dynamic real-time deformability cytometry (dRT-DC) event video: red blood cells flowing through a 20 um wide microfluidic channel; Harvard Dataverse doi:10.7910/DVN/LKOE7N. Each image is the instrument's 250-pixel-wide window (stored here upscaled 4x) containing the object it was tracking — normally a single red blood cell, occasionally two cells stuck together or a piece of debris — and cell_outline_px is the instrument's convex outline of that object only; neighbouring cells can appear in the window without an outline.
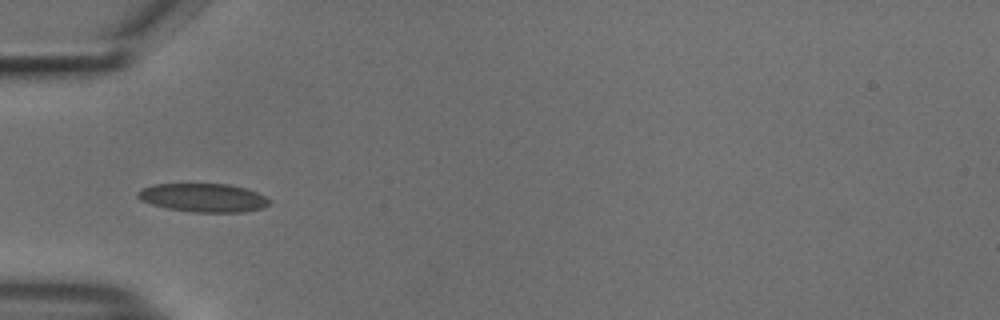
{"species": "common noctule bat (a hibernating species)", "species_latin": "Nyctalus noctula", "temperature_condition": "cold", "stored_images_in_passage": 37, "camera_frame_rate_fps": 3000, "um_per_image_px": 0.085, "animal": {"sex": "male", "body_mass_g": 18.8}, "frame": {"image": 1, "passage_image": 1, "time_ms": 0.0, "image_size_px": [1000, 320], "cell_outline_px": [[268, 204], [264, 208], [244, 212], [192, 212], [168, 208], [152, 204], [140, 200], [136, 196], [136, 192], [152, 184], [228, 184], [244, 188], [256, 192], [264, 196], [268, 200]], "centroid_in_image_um": [17.25, 16.81], "position_along_channel_um": 67.7, "area_um2": 21.73}}
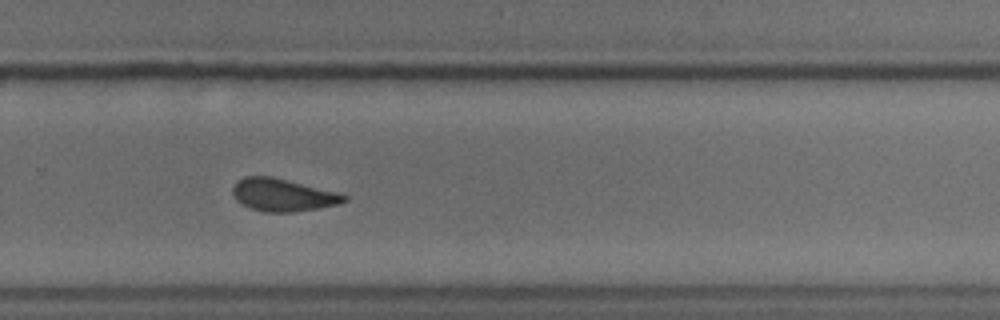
{"frame": {"image": 2, "passage_image": 20, "time_ms": 6.333, "image_size_px": [1000, 320], "cell_outline_px": [[348, 200], [340, 204], [292, 212], [264, 212], [252, 208], [236, 200], [232, 192], [232, 188], [244, 176], [272, 176], [336, 192], [348, 196]], "centroid_in_image_um": [24.05, 16.57], "position_along_channel_um": 305.8, "area_um2": 20.87}}
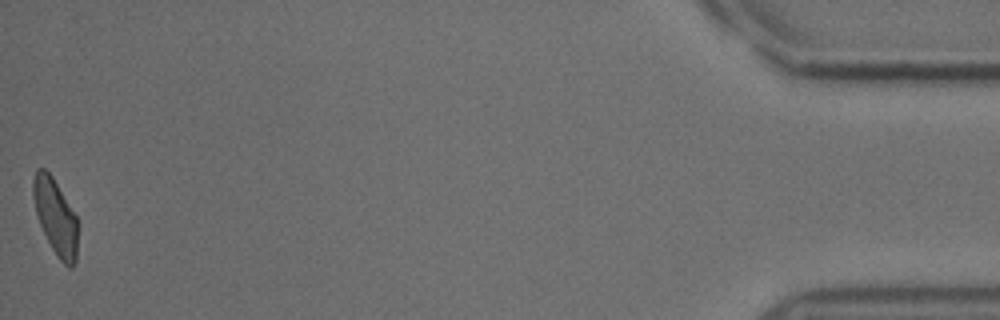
{"frame": {"image": 3, "passage_image": 37, "time_ms": 12.0, "image_size_px": [1000, 320], "cell_outline_px": [[80, 224], [76, 260], [72, 268], [68, 268], [56, 256], [40, 224], [36, 212], [32, 196], [32, 180], [36, 168], [44, 168], [52, 176], [76, 216]], "centroid_in_image_um": [4.74, 18.45], "position_along_channel_um": 430.5, "area_um2": 20.0}, "authors_computed_cell_mechanics": {"area_um2": 21.1548, "velocity_mm_per_s": 3.7717, "shape_relaxation_time_tau1_ms": 4.1064, "shape_relaxation_time_tau2_ms": 1.6439, "deformation_change_tau1": 0.1001, "deformation_change_tau2": 0.0789}}